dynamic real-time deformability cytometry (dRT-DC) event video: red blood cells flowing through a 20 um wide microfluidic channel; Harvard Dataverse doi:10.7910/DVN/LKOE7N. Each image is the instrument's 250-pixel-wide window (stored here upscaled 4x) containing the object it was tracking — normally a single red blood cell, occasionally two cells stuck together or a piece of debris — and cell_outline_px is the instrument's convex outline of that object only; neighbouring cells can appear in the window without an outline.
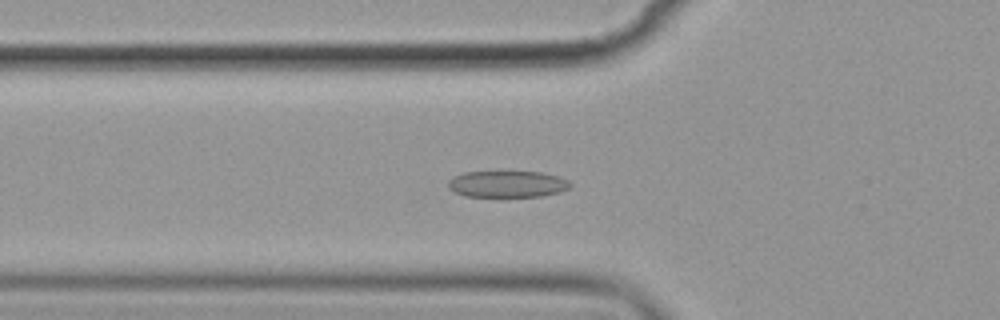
{"species": "common noctule bat (a hibernating species)", "species_latin": "Nyctalus noctula", "temperature_condition": "cold", "stored_images_in_passage": 56, "camera_frame_rate_fps": 3000, "um_per_image_px": 0.085, "animal": {"sex": "female", "body_mass_g": 19.9}, "frame": {"image": 1, "passage_image": 19, "time_ms": 6.0, "image_size_px": [1000, 320], "cell_outline_px": [[572, 184], [568, 188], [560, 192], [540, 196], [464, 196], [448, 188], [448, 180], [452, 176], [464, 172], [540, 172], [556, 176], [568, 180]], "centroid_in_image_um": [43.09, 15.64], "position_along_channel_um": 82.7, "area_um2": 18.73}}
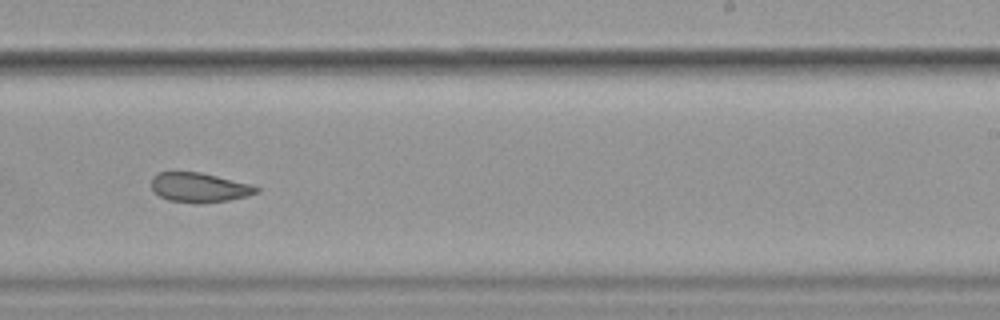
{"frame": {"image": 2, "passage_image": 35, "time_ms": 11.333, "image_size_px": [1000, 320], "cell_outline_px": [[260, 192], [248, 196], [228, 200], [200, 204], [196, 204], [168, 200], [152, 192], [152, 176], [156, 172], [200, 172], [256, 184], [260, 188]], "centroid_in_image_um": [16.99, 15.94], "position_along_channel_um": 272.0, "area_um2": 18.61}}
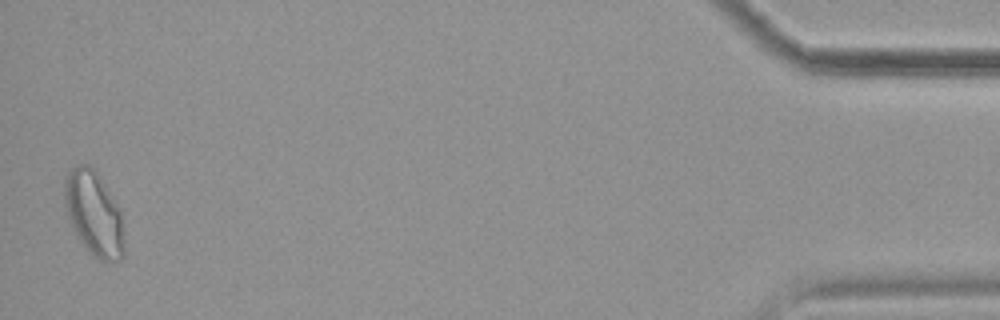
{"frame": {"image": 3, "passage_image": 55, "time_ms": 18.0, "image_size_px": [1000, 320], "cell_outline_px": [[124, 256], [120, 260], [108, 264], [104, 264], [84, 248], [72, 228], [64, 204], [64, 180], [68, 172], [72, 168], [80, 164], [88, 164], [96, 172], [120, 208], [124, 228]], "centroid_in_image_um": [8.0, 18.22], "position_along_channel_um": 427.2, "area_um2": 29.88}, "authors_computed_cell_mechanics": {"area_um2": 21.3282, "velocity_mm_per_s": 3.5617, "shape_relaxation_time_tau1_ms": 9.6478, "shape_relaxation_time_tau2_ms": 2.7222, "deformation_change_tau1": 0.1807, "deformation_change_tau2": 0.0844}}